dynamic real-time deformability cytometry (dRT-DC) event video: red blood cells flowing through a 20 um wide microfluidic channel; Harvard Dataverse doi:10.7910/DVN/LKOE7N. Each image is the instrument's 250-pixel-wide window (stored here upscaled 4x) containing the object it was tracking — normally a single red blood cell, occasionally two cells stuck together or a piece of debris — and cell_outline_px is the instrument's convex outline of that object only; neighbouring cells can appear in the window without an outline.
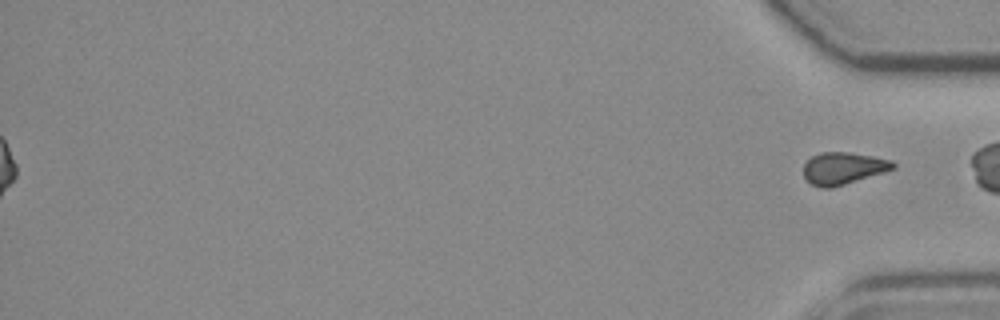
{"species": "common noctule bat (a hibernating species)", "species_latin": "Nyctalus noctula", "temperature_condition": "room temperature", "stored_images_in_passage": 54, "segment_of_instrument_passage": [2, 2], "camera_frame_rate_fps": 3000, "um_per_image_px": 0.085, "animal": {"sex": "female", "body_mass_g": 19.3, "forearm_length_mm": 54.1}, "frame": {"image": 1, "passage_image": 54, "time_ms": 17.667, "image_size_px": [1000, 320], "cell_outline_px": [[896, 168], [884, 172], [832, 188], [820, 188], [812, 184], [804, 176], [804, 164], [812, 156], [820, 152], [848, 152], [872, 156], [892, 160], [896, 164]], "centroid_in_image_um": [71.68, 14.3], "position_along_channel_um": 363.5, "area_um2": 16.7}}